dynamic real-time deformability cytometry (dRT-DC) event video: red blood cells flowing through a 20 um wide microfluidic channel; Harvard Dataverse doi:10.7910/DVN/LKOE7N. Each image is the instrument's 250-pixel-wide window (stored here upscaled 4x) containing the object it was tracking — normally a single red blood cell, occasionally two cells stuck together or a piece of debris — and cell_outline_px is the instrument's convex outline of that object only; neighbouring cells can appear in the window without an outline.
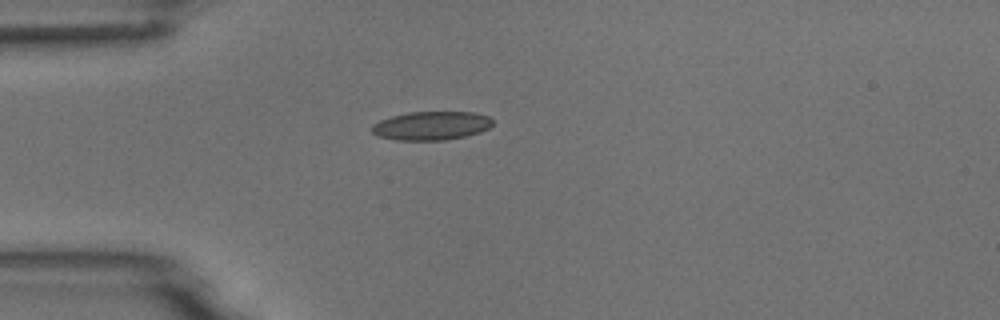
{"species": "common noctule bat (a hibernating species)", "species_latin": "Nyctalus noctula", "temperature_condition": "room temperature", "stored_images_in_passage": 2, "camera_frame_rate_fps": 3000, "um_per_image_px": 0.085, "animal": {"sex": "male", "body_mass_g": 18.8}, "frame": {"image": 1, "passage_image": 1, "time_ms": 0.0, "image_size_px": [1000, 320], "cell_outline_px": [[492, 124], [488, 128], [480, 132], [464, 136], [444, 140], [396, 140], [376, 136], [372, 132], [372, 124], [380, 120], [392, 116], [408, 112], [476, 112], [488, 116], [492, 120]], "centroid_in_image_um": [36.64, 10.68], "position_along_channel_um": 48.4, "area_um2": 20.17}}